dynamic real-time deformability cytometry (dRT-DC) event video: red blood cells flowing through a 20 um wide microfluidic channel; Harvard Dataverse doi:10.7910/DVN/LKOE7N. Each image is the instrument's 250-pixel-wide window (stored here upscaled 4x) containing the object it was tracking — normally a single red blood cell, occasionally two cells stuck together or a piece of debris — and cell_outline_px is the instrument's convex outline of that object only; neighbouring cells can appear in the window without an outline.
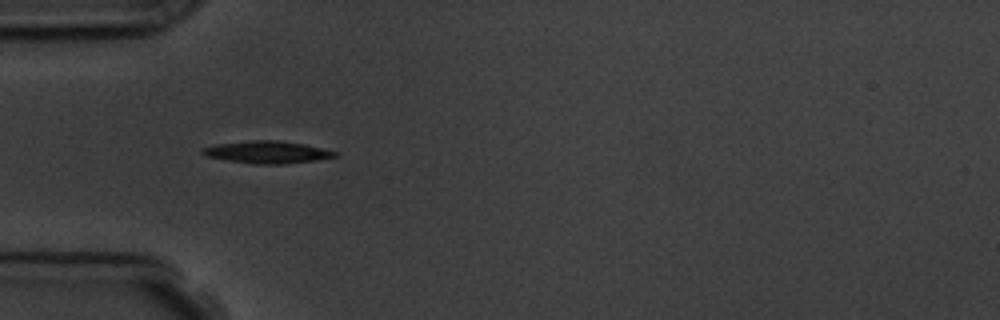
{"species": "common noctule bat (a hibernating species)", "species_latin": "Nyctalus noctula", "temperature_condition": "room temperature", "stored_images_in_passage": 10, "camera_frame_rate_fps": 3000, "um_per_image_px": 0.085, "animal": {"sex": "male", "body_mass_g": 19.5, "forearm_length_mm": 54.6}, "frame": {"image": 1, "passage_image": 6, "time_ms": 5.333, "image_size_px": [1000, 320], "cell_outline_px": [[340, 156], [316, 160], [284, 164], [256, 164], [228, 160], [208, 156], [200, 152], [204, 148], [216, 144], [252, 140], [276, 140], [304, 144], [336, 152]], "centroid_in_image_um": [22.74, 12.93], "position_along_channel_um": 62.3, "area_um2": 16.94}}